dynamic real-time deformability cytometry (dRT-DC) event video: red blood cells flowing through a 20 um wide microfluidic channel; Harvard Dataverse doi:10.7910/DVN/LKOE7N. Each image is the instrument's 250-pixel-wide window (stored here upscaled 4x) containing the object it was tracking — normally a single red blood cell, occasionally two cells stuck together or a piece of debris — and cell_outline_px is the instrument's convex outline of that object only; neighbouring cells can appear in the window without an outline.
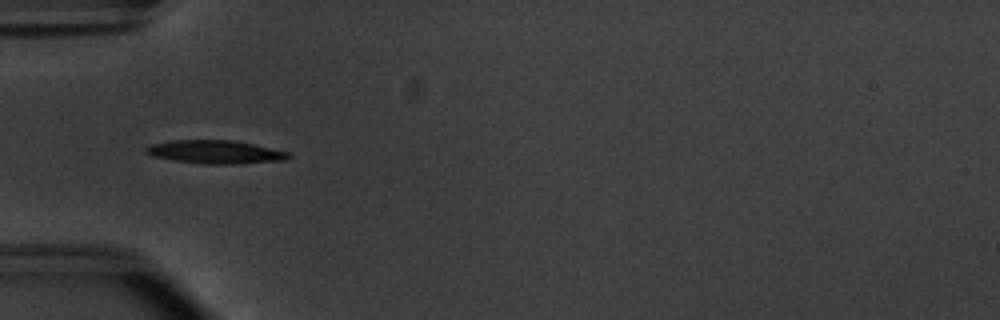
{"species": "common noctule bat (a hibernating species)", "species_latin": "Nyctalus noctula", "temperature_condition": "warm", "stored_images_in_passage": 53, "camera_frame_rate_fps": 3000, "um_per_image_px": 0.085, "animal": {"sex": "male", "body_mass_g": 20.1, "forearm_length_mm": 53.5}, "frame": {"image": 1, "passage_image": 17, "time_ms": 5.333, "image_size_px": [1000, 320], "cell_outline_px": [[292, 156], [288, 160], [236, 164], [204, 164], [172, 160], [152, 156], [144, 152], [144, 148], [152, 144], [172, 140], [236, 140], [288, 152]], "centroid_in_image_um": [18.3, 12.92], "position_along_channel_um": 66.7, "area_um2": 19.54}}
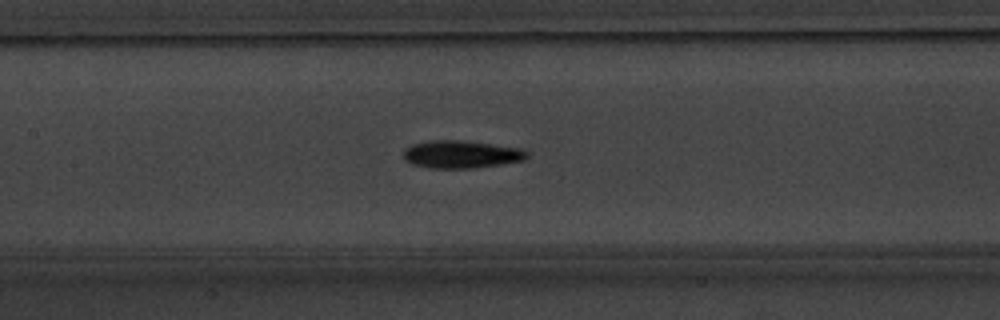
{"frame": {"image": 2, "passage_image": 25, "time_ms": 8.0, "image_size_px": [1000, 320], "cell_outline_px": [[528, 156], [524, 160], [476, 168], [428, 168], [412, 164], [404, 160], [404, 148], [412, 144], [432, 140], [460, 140], [520, 148], [528, 152]], "centroid_in_image_um": [39.17, 13.12], "position_along_channel_um": 168.2, "area_um2": 19.88}}
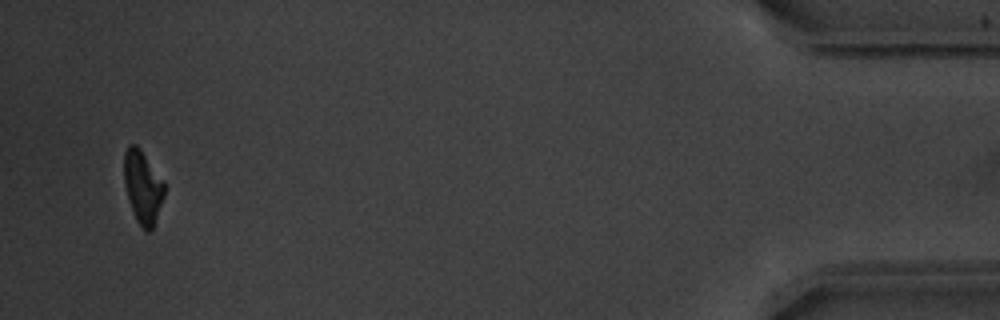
{"frame": {"image": 3, "passage_image": 51, "time_ms": 16.667, "image_size_px": [1000, 320], "cell_outline_px": [[164, 196], [152, 228], [148, 232], [144, 232], [136, 220], [124, 184], [124, 152], [128, 144], [136, 144], [140, 148], [164, 180]], "centroid_in_image_um": [12.13, 15.86], "position_along_channel_um": 423.1, "area_um2": 17.05}, "authors_computed_cell_mechanics": {"area_um2": 18.2648, "velocity_mm_per_s": 3.8228, "shape_relaxation_time_tau1_ms": 2.6763, "shape_relaxation_time_tau2_ms": 10.7958, "deformation_change_tau1": 0.1688, "deformation_change_tau2": 0.2074}}